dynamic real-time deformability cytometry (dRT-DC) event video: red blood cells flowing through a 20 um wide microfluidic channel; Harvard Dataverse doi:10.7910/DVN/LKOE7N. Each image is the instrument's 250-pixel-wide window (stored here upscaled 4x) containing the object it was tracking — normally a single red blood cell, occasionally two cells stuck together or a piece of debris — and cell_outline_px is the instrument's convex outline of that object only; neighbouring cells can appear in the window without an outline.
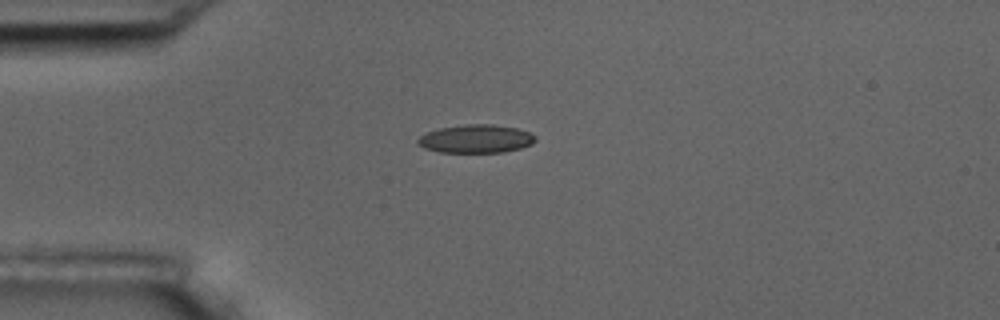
{"species": "common noctule bat (a hibernating species)", "species_latin": "Nyctalus noctula", "temperature_condition": "room temperature", "stored_images_in_passage": 6, "camera_frame_rate_fps": 3000, "um_per_image_px": 0.085, "animal": {"sex": "male", "body_mass_g": 17.5, "forearm_length_mm": 52.3}, "frame": {"image": 1, "passage_image": 1, "time_ms": 0.0, "image_size_px": [1000, 320], "cell_outline_px": [[536, 140], [532, 144], [520, 148], [504, 152], [440, 152], [424, 148], [416, 144], [416, 140], [420, 136], [428, 132], [440, 128], [464, 124], [492, 124], [516, 128], [528, 132], [536, 136]], "centroid_in_image_um": [40.44, 11.8], "position_along_channel_um": 44.6, "area_um2": 19.36}}
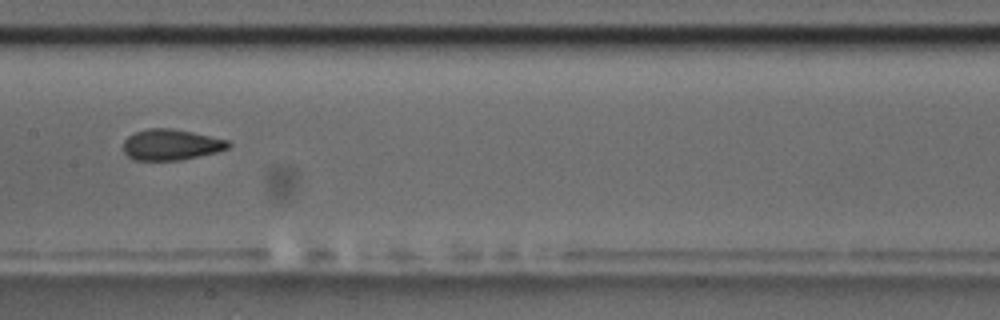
{"frame": {"image": 2, "passage_image": 5, "time_ms": 4.667, "image_size_px": [1000, 320], "cell_outline_px": [[232, 144], [228, 148], [216, 152], [180, 160], [136, 160], [128, 156], [124, 152], [124, 140], [128, 136], [136, 132], [148, 128], [172, 128], [192, 132], [228, 140]], "centroid_in_image_um": [14.54, 12.29], "position_along_channel_um": 192.9, "area_um2": 18.79}}
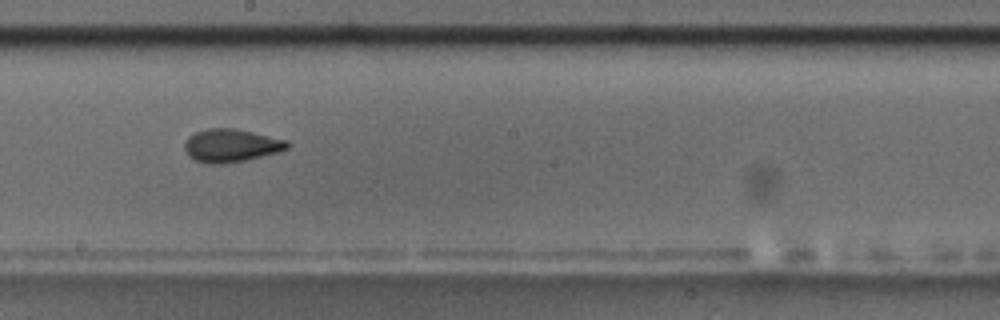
{"frame": {"image": 3, "passage_image": 6, "time_ms": 5.667, "image_size_px": [1000, 320], "cell_outline_px": [[292, 144], [288, 148], [280, 152], [244, 160], [224, 164], [208, 164], [196, 160], [188, 156], [184, 148], [184, 144], [188, 136], [196, 132], [208, 128], [236, 128], [288, 140]], "centroid_in_image_um": [19.66, 12.36], "position_along_channel_um": 228.5, "area_um2": 20.0}}